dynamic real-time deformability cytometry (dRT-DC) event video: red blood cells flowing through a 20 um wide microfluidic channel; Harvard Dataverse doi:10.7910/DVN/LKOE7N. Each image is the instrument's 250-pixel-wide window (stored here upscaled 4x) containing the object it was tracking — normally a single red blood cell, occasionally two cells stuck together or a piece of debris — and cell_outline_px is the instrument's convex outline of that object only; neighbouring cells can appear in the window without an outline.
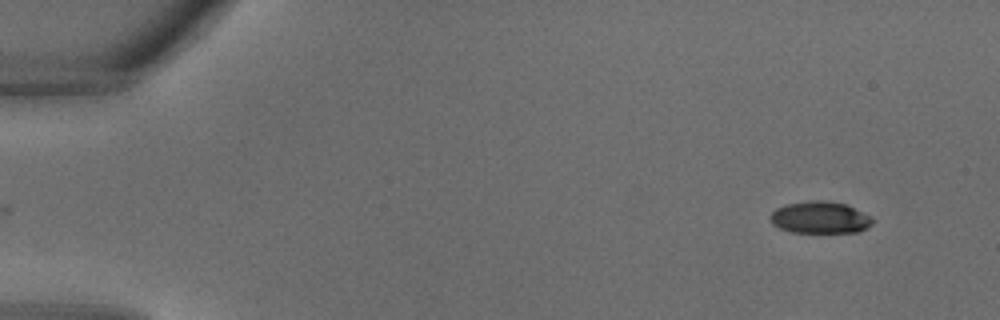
{"species": "common noctule bat (a hibernating species)", "species_latin": "Nyctalus noctula", "temperature_condition": "warm", "stored_images_in_passage": 32, "camera_frame_rate_fps": 3000, "um_per_image_px": 0.085, "animal": {"sex": "male", "body_mass_g": 18.8}, "frame": {"image": 1, "passage_image": 1, "time_ms": 0.0, "image_size_px": [1000, 320], "cell_outline_px": [[872, 224], [868, 228], [860, 232], [792, 232], [780, 228], [772, 224], [768, 216], [776, 208], [784, 204], [808, 200], [824, 200], [844, 204], [868, 216], [872, 220]], "centroid_in_image_um": [69.63, 18.49], "position_along_channel_um": 15.4, "area_um2": 18.96}}